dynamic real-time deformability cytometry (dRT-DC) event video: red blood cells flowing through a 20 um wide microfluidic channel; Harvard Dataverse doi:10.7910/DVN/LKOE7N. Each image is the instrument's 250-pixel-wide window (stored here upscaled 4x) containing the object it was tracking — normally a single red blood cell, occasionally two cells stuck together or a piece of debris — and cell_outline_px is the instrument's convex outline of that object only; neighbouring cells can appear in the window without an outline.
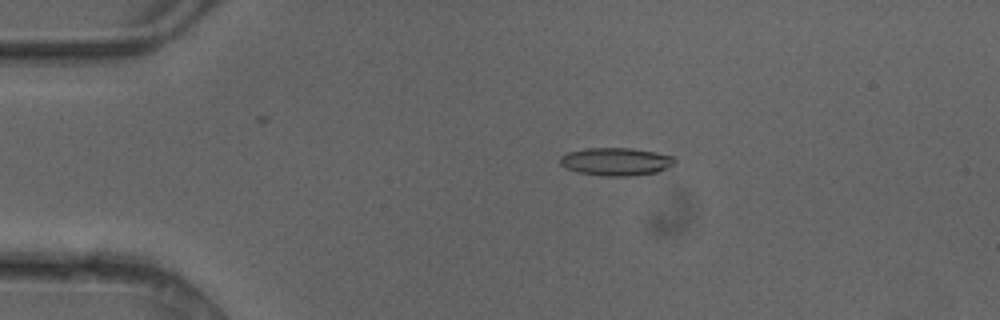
{"species": "common noctule bat (a hibernating species)", "species_latin": "Nyctalus noctula", "temperature_condition": "cold", "stored_images_in_passage": 4, "camera_frame_rate_fps": 3000, "um_per_image_px": 0.085, "animal": {"sex": "female"}, "frame": {"image": 1, "passage_image": 3, "time_ms": 0.667, "image_size_px": [1000, 320], "cell_outline_px": [[676, 164], [668, 168], [656, 172], [628, 176], [604, 176], [576, 172], [564, 168], [560, 164], [560, 156], [568, 152], [584, 148], [632, 148], [656, 152], [676, 156]], "centroid_in_image_um": [52.37, 13.73], "position_along_channel_um": 32.6, "area_um2": 18.96}}